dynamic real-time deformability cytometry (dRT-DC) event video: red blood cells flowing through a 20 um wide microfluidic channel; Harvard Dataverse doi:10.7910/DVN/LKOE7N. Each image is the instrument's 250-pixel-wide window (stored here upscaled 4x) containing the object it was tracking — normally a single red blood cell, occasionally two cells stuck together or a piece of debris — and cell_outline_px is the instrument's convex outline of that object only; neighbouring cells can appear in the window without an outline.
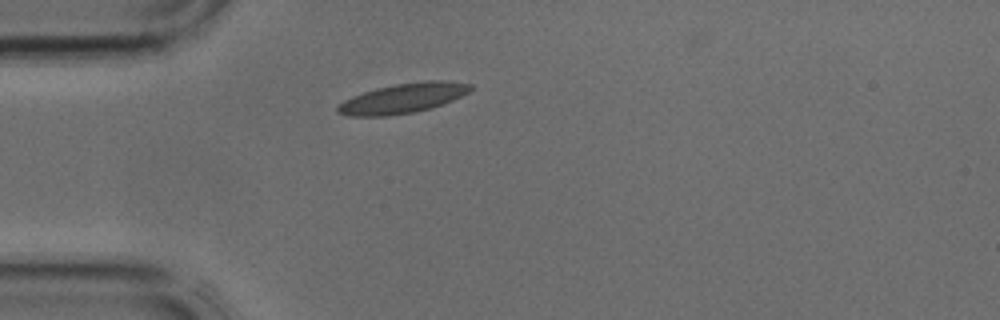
{"species": "common noctule bat (a hibernating species)", "species_latin": "Nyctalus noctula", "temperature_condition": "cold", "stored_images_in_passage": 1, "camera_frame_rate_fps": 3000, "um_per_image_px": 0.085, "animal": {"sex": "male", "body_mass_g": 17.9, "forearm_length_mm": 54.2}, "frame": {"image": 1, "passage_image": 1, "time_ms": 0.0, "image_size_px": [1000, 320], "cell_outline_px": [[472, 88], [468, 92], [452, 100], [428, 108], [412, 112], [388, 116], [348, 116], [336, 112], [336, 108], [344, 100], [352, 96], [376, 88], [396, 84], [428, 80], [444, 80], [472, 84]], "centroid_in_image_um": [34.21, 8.34], "position_along_channel_um": 50.8, "area_um2": 22.77}}